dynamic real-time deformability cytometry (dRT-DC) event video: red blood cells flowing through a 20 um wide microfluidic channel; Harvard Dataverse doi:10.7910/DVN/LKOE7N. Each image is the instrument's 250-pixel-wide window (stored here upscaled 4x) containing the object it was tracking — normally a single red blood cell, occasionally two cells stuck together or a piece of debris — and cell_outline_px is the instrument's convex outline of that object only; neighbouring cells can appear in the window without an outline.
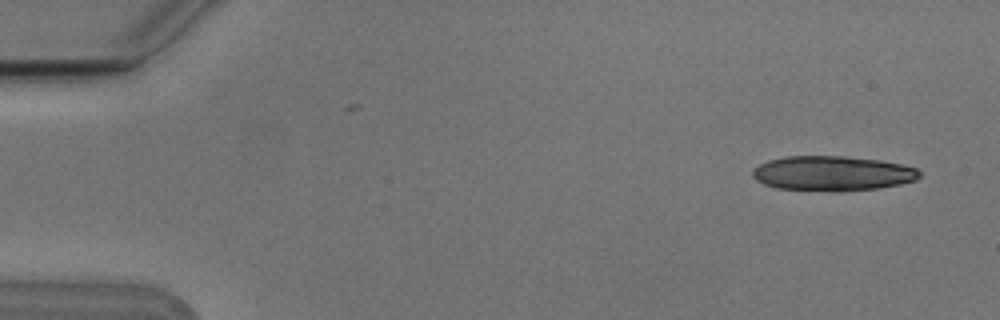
{"species": "Egyptian fruit bat (a non-hibernating species)", "species_latin": "Rousettus aegyptiacus", "temperature_condition": "cold", "stored_images_in_passage": 7, "segment_of_instrument_passage": [2, 2], "camera_frame_rate_fps": 3000, "um_per_image_px": 0.085, "animal": {"sex": "male"}, "frame": {"image": 1, "passage_image": 7, "time_ms": 2.0, "image_size_px": [1000, 320], "cell_outline_px": [[920, 176], [916, 180], [900, 184], [876, 188], [776, 188], [764, 184], [756, 180], [752, 176], [752, 172], [760, 164], [768, 160], [784, 156], [844, 156], [880, 160], [900, 164], [916, 168], [920, 172]], "centroid_in_image_um": [70.75, 14.68], "position_along_channel_um": 14.2, "area_um2": 32.48}}